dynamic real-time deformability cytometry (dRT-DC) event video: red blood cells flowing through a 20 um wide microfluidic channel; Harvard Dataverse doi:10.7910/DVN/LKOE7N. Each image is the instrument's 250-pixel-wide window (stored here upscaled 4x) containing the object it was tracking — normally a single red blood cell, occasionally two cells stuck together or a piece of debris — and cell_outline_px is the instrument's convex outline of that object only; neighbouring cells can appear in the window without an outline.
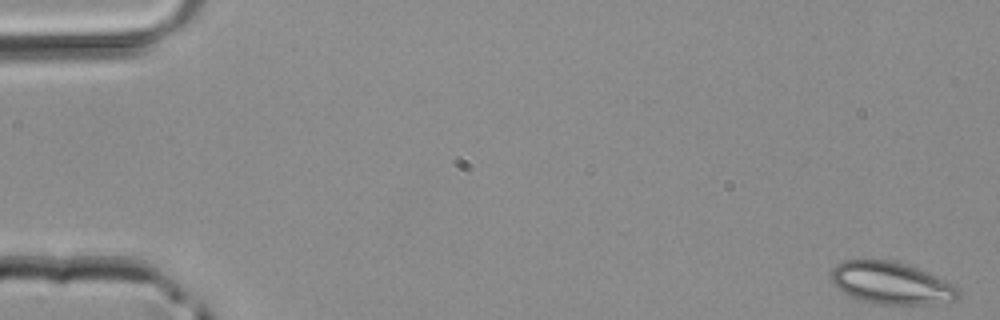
{"species": "common noctule bat (a hibernating species)", "species_latin": "Nyctalus noctula", "temperature_condition": "room temperature", "stored_images_in_passage": 4, "camera_frame_rate_fps": 3000, "um_per_image_px": 0.085, "animal": {"sex": "male", "body_mass_g": 20.4}, "frame": {"image": 1, "passage_image": 1, "time_ms": 0.0, "image_size_px": [1000, 320], "cell_outline_px": [[960, 288], [956, 300], [932, 304], [872, 304], [852, 296], [836, 288], [832, 280], [832, 268], [836, 264], [844, 260], [888, 260], [908, 264], [948, 280]], "centroid_in_image_um": [75.79, 24.06], "position_along_channel_um": 9.2, "area_um2": 31.39}}